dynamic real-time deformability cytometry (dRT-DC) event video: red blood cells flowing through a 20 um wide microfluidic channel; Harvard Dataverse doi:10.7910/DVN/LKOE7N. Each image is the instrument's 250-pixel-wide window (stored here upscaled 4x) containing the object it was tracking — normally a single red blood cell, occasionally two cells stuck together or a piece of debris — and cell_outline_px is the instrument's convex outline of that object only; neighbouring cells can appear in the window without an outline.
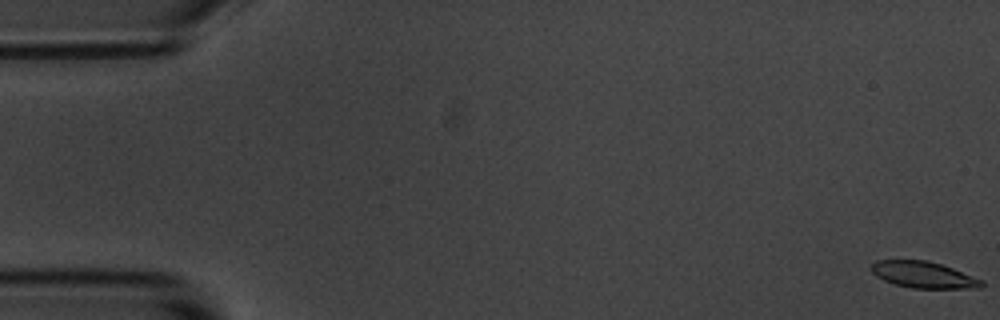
{"species": "common noctule bat (a hibernating species)", "species_latin": "Nyctalus noctula", "temperature_condition": "room temperature", "stored_images_in_passage": 56, "camera_frame_rate_fps": 3000, "um_per_image_px": 0.085, "animal": {"sex": "male", "body_mass_g": 20.1, "forearm_length_mm": 53.5}, "frame": {"image": 1, "passage_image": 1, "time_ms": 0.0, "image_size_px": [1000, 320], "cell_outline_px": [[984, 284], [980, 288], [912, 288], [896, 284], [884, 280], [876, 276], [868, 268], [876, 260], [924, 260], [940, 264], [952, 268], [984, 280]], "centroid_in_image_um": [78.49, 23.35], "position_along_channel_um": 6.5, "area_um2": 16.94}}
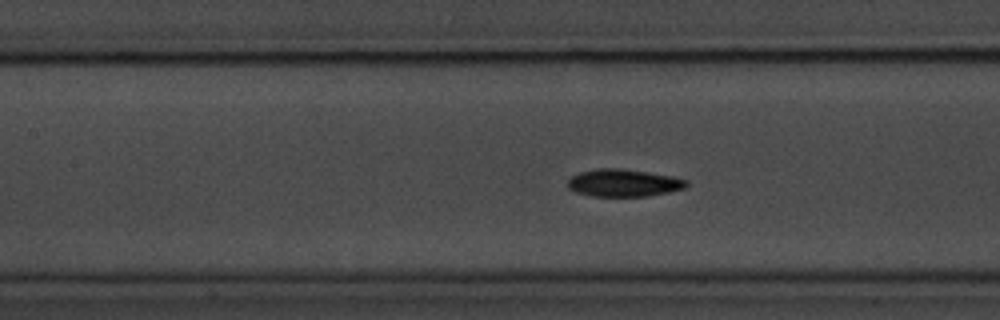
{"frame": {"image": 2, "passage_image": 25, "time_ms": 8.0, "image_size_px": [1000, 320], "cell_outline_px": [[688, 184], [684, 188], [668, 192], [648, 196], [592, 196], [576, 192], [568, 188], [568, 180], [572, 176], [580, 172], [596, 168], [620, 168], [648, 172], [672, 176], [688, 180]], "centroid_in_image_um": [53.0, 15.54], "position_along_channel_um": 154.4, "area_um2": 18.96}}
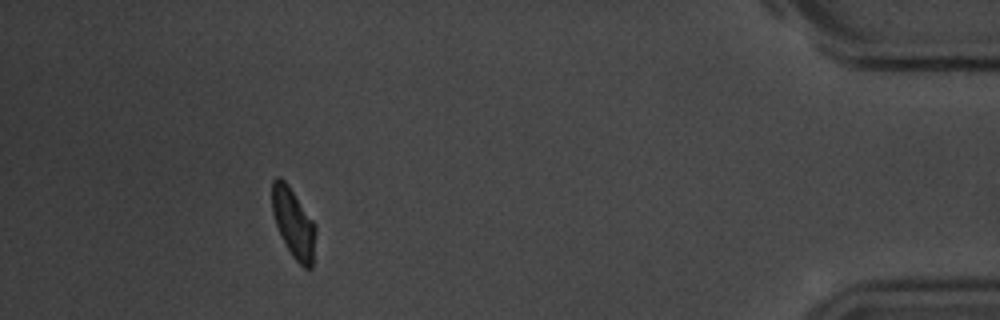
{"frame": {"image": 3, "passage_image": 51, "time_ms": 16.667, "image_size_px": [1000, 320], "cell_outline_px": [[316, 232], [312, 268], [304, 268], [292, 256], [276, 224], [272, 212], [272, 180], [276, 176], [280, 176], [288, 184], [316, 224]], "centroid_in_image_um": [24.96, 18.93], "position_along_channel_um": 410.2, "area_um2": 17.57}, "authors_computed_cell_mechanics": {"area_um2": 18.207, "velocity_mm_per_s": 3.6344, "shape_relaxation_time_tau1_ms": 2.601, "shape_relaxation_time_tau2_ms": null, "deformation_change_tau1": 0.1182, "deformation_change_tau2": null}}